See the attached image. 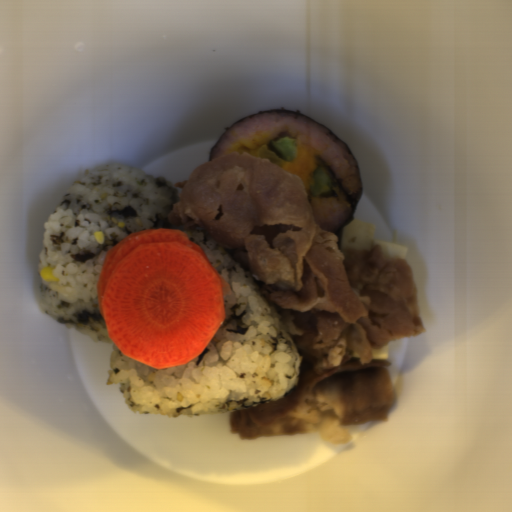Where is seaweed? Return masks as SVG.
I'll return each mask as SVG.
<instances>
[{
	"label": "seaweed",
	"instance_id": "1",
	"mask_svg": "<svg viewBox=\"0 0 512 512\" xmlns=\"http://www.w3.org/2000/svg\"><path fill=\"white\" fill-rule=\"evenodd\" d=\"M269 112H281V113H290V114H293V115H297V116H300V117H304V118H307L309 119L310 121L314 122L315 124H317L318 126L322 127L323 129H325L328 133H330L335 139H337L341 144L342 146L346 149V151L350 154V156L352 157L354 163H355V166L357 168V171L360 175V184H361V193L355 203V207H354V211L351 215V217L337 230L335 231L333 234H335L336 236L343 230L344 226L347 225L349 223V221L352 219L353 215L355 214L359 204H360V200H361V196H362V191H363V184H362V176H361V170H360V165L358 163V160L356 158V156L354 155V153L352 152V150L350 149V147L334 132L332 131L330 128H328L325 124H323L322 122L304 114V113H299V112H294V111H290V110H267V111H264V112H260V113H257V114H253V115H250L248 117H245L243 119H240L238 121H235L230 127H228L222 134L221 136L218 138V140L214 143V145L212 146L211 148V151L209 153V157H208V162H210L211 160V156L214 152V150L216 149L217 145L219 144V142L221 141V139L223 138V136L225 135V133L230 130L235 124H237L239 121H242L244 119H247L249 117H252V116H256V115H260V114H265V113H269Z\"/></svg>",
	"mask_w": 512,
	"mask_h": 512
}]
</instances>
